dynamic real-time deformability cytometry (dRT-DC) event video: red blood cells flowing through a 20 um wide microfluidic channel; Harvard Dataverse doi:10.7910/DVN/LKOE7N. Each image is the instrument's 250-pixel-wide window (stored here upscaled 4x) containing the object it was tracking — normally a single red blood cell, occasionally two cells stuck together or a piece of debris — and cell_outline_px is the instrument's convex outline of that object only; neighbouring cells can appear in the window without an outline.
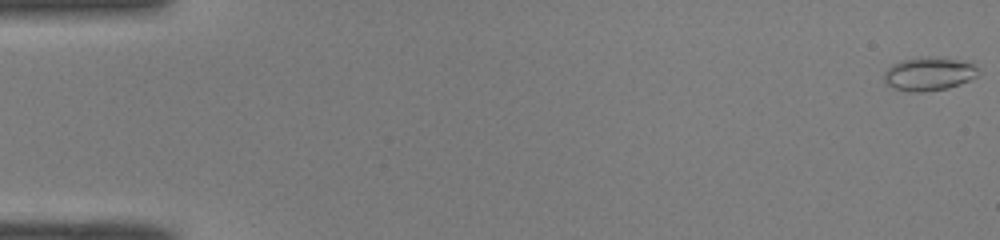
{"species": "common noctule bat (a hibernating species)", "species_latin": "Nyctalus noctula", "temperature_condition": "room temperature", "stored_images_in_passage": 51, "camera_frame_rate_fps": 3000, "um_per_image_px": 0.085, "animal": {"sex": "male", "body_mass_g": 19.0, "forearm_length_mm": 50.8}, "frame": {"image": 1, "passage_image": 1, "time_ms": 0.0, "image_size_px": [1000, 240], "cell_outline_px": [[976, 76], [960, 84], [948, 88], [920, 92], [912, 92], [892, 88], [884, 80], [884, 72], [892, 64], [900, 60], [952, 60], [972, 64], [976, 68]], "centroid_in_image_um": [78.87, 6.35], "position_along_channel_um": 6.1, "area_um2": 17.17}}
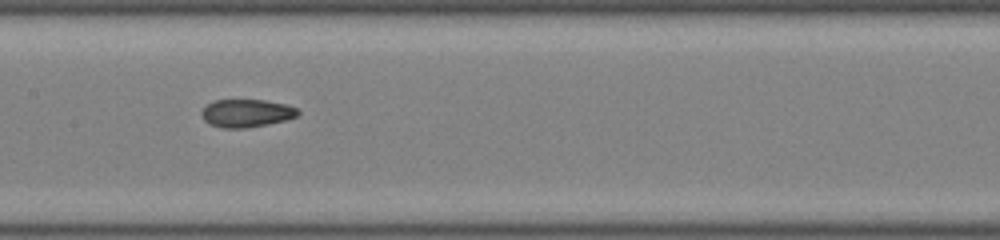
{"frame": {"image": 2, "passage_image": 26, "time_ms": 8.333, "image_size_px": [1000, 240], "cell_outline_px": [[300, 112], [296, 116], [284, 120], [244, 128], [224, 128], [208, 124], [204, 120], [200, 112], [212, 100], [264, 100], [284, 104], [296, 108]], "centroid_in_image_um": [20.89, 9.61], "position_along_channel_um": 186.5, "area_um2": 15.43}}
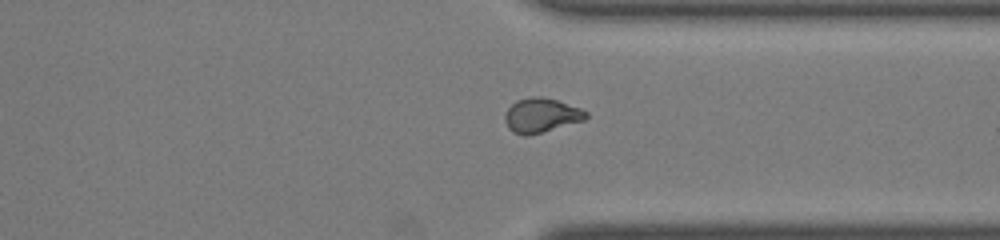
{"frame": {"image": 3, "passage_image": 39, "time_ms": 12.667, "image_size_px": [1000, 240], "cell_outline_px": [[588, 116], [584, 120], [528, 136], [524, 136], [512, 132], [508, 128], [504, 120], [504, 116], [508, 108], [516, 100], [532, 96], [540, 96], [556, 100], [580, 108], [588, 112]], "centroid_in_image_um": [45.98, 9.8], "position_along_channel_um": 365.4, "area_um2": 16.24}, "authors_computed_cell_mechanics": {"area_um2": 16.0684, "velocity_mm_per_s": 4.1256, "shape_relaxation_time_tau1_ms": null, "shape_relaxation_time_tau2_ms": 2.6044, "deformation_change_tau1": null, "deformation_change_tau2": 0.0738}}